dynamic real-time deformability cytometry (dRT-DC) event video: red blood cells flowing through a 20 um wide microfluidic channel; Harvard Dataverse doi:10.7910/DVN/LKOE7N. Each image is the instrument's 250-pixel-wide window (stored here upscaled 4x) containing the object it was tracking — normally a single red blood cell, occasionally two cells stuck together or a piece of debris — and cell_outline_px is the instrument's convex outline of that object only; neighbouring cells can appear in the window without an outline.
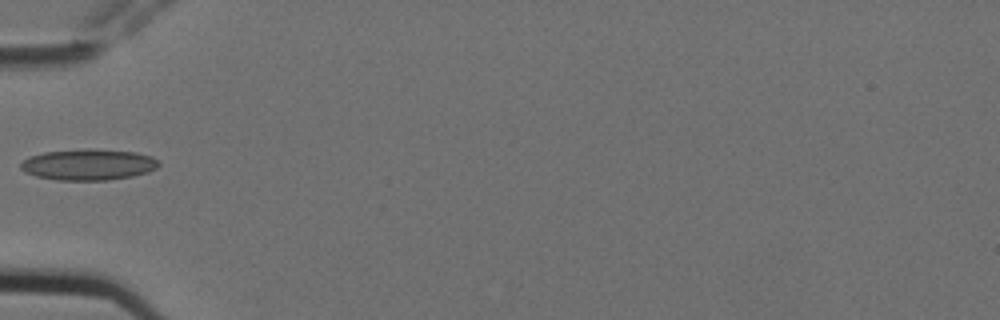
{"species": "Egyptian fruit bat (a non-hibernating species)", "species_latin": "Rousettus aegyptiacus", "temperature_condition": "cold", "stored_images_in_passage": 2, "camera_frame_rate_fps": 3000, "um_per_image_px": 0.085, "animal": {"sex": "female"}, "frame": {"image": 1, "passage_image": 2, "time_ms": 0.333, "image_size_px": [1000, 320], "cell_outline_px": [[160, 164], [156, 168], [148, 172], [132, 176], [108, 180], [56, 180], [36, 176], [24, 172], [20, 168], [20, 164], [28, 156], [44, 152], [92, 148], [136, 152], [152, 156], [160, 160]], "centroid_in_image_um": [7.53, 13.98], "position_along_channel_um": 77.5, "area_um2": 25.26}}